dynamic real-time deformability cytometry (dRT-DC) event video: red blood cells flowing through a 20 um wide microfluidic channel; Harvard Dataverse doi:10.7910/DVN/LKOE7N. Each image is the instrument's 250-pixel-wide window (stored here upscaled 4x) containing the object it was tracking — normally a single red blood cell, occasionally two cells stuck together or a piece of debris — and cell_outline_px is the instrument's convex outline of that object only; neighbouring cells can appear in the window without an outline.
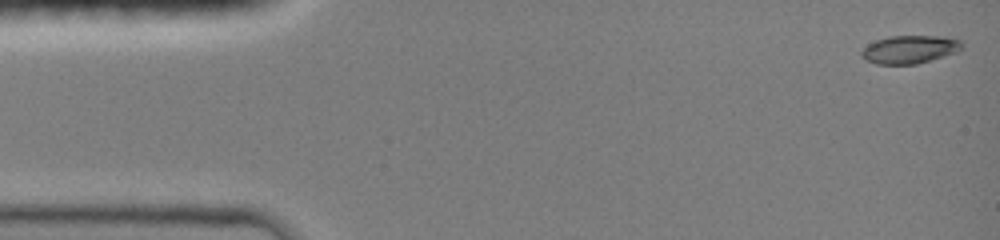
{"species": "common noctule bat (a hibernating species)", "species_latin": "Nyctalus noctula", "temperature_condition": "room temperature", "stored_images_in_passage": 8, "camera_frame_rate_fps": 3000, "um_per_image_px": 0.085, "animal": {"sex": "female", "body_mass_g": 19.0, "forearm_length_mm": 51.5}, "frame": {"image": 1, "passage_image": 1, "time_ms": 0.0, "image_size_px": [1000, 240], "cell_outline_px": [[964, 44], [956, 52], [916, 64], [876, 64], [864, 60], [860, 56], [860, 52], [868, 44], [876, 40], [888, 36], [944, 36], [960, 40]], "centroid_in_image_um": [77.28, 4.19], "position_along_channel_um": 7.7, "area_um2": 16.42}}
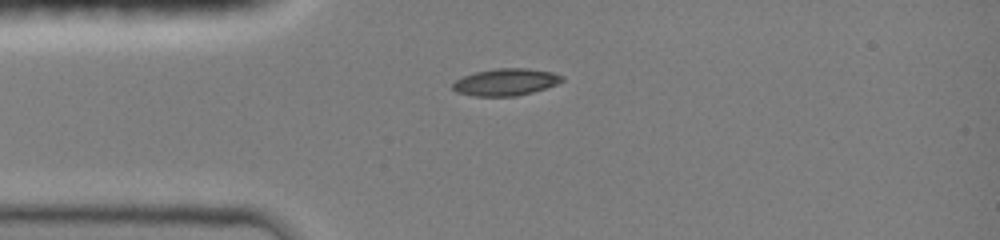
{"frame": {"image": 2, "passage_image": 7, "time_ms": 3.333, "image_size_px": [1000, 240], "cell_outline_px": [[564, 80], [556, 84], [532, 92], [516, 96], [476, 96], [456, 92], [452, 88], [452, 84], [456, 80], [464, 76], [476, 72], [496, 68], [528, 68], [552, 72], [564, 76]], "centroid_in_image_um": [42.99, 6.97], "position_along_channel_um": 42.0, "area_um2": 17.11}}